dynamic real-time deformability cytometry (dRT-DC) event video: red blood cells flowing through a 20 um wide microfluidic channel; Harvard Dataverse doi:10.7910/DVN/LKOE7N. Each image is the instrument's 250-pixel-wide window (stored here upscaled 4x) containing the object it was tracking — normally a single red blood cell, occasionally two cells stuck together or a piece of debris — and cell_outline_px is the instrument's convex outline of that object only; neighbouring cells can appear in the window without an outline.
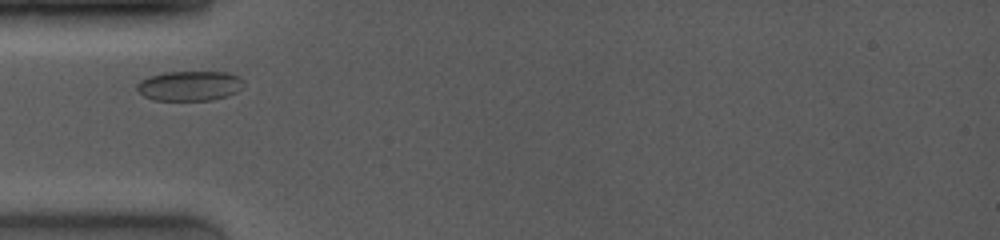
{"species": "common noctule bat (a hibernating species)", "species_latin": "Nyctalus noctula", "temperature_condition": "room temperature", "stored_images_in_passage": 53, "camera_frame_rate_fps": 4000, "um_per_image_px": 0.085, "animal": {"sex": "female", "body_mass_g": 19.0, "forearm_length_mm": 53.3}, "frame": {"image": 1, "passage_image": 1, "time_ms": 0.0, "image_size_px": [1000, 240], "cell_outline_px": [[244, 88], [228, 96], [212, 100], [152, 100], [144, 96], [136, 88], [136, 84], [140, 80], [148, 76], [164, 72], [228, 72], [240, 76], [244, 80]], "centroid_in_image_um": [16.15, 7.29], "position_along_channel_um": 68.9, "area_um2": 18.9}}
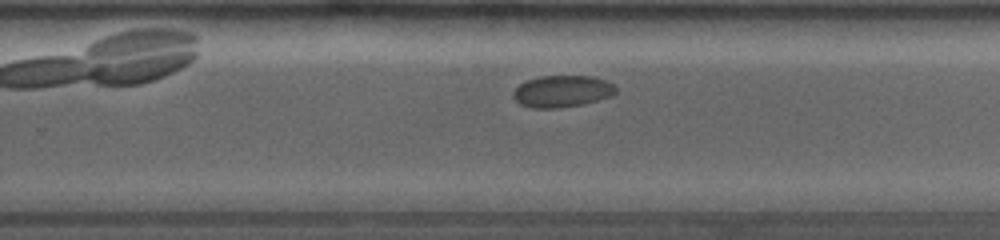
{"frame": {"image": 2, "passage_image": 30, "time_ms": 5.75, "image_size_px": [1000, 240], "cell_outline_px": [[616, 92], [612, 96], [584, 104], [560, 108], [532, 108], [520, 104], [512, 96], [512, 92], [520, 84], [528, 80], [540, 76], [592, 76], [604, 80], [612, 84], [616, 88]], "centroid_in_image_um": [47.78, 7.77], "position_along_channel_um": 282.0, "area_um2": 19.02}}
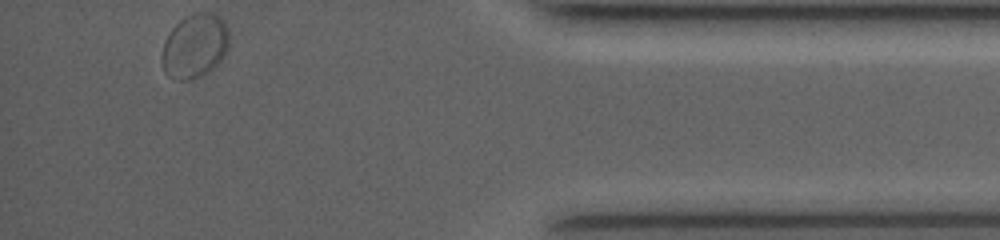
{"frame": {"image": 3, "passage_image": 53, "time_ms": 10.25, "image_size_px": [1000, 240], "cell_outline_px": [[228, 48], [220, 60], [208, 72], [200, 76], [188, 80], [180, 80], [168, 76], [164, 72], [160, 60], [160, 56], [164, 40], [168, 32], [184, 16], [192, 12], [212, 12], [220, 16], [224, 20], [228, 28]], "centroid_in_image_um": [16.52, 3.88], "position_along_channel_um": 418.7, "area_um2": 25.55}}